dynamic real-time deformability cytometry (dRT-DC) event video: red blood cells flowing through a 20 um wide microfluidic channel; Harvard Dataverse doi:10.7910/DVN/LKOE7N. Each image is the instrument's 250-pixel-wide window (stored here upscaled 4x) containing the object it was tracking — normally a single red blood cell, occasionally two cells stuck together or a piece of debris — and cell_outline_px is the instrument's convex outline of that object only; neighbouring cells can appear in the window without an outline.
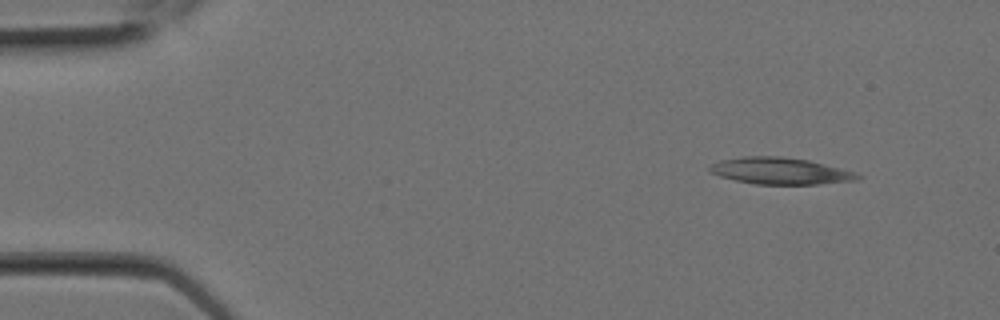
{"species": "Egyptian fruit bat (a non-hibernating species)", "species_latin": "Rousettus aegyptiacus", "temperature_condition": "room temperature", "stored_images_in_passage": 2, "camera_frame_rate_fps": 3000, "um_per_image_px": 0.085, "animal": {"sex": "female"}, "frame": {"image": 1, "passage_image": 1, "time_ms": 0.0, "image_size_px": [1000, 320], "cell_outline_px": [[864, 176], [856, 180], [816, 184], [756, 184], [736, 180], [720, 176], [708, 172], [708, 168], [712, 164], [720, 160], [744, 156], [780, 156], [808, 160], [856, 172]], "centroid_in_image_um": [66.31, 14.52], "position_along_channel_um": 18.7, "area_um2": 22.89}}